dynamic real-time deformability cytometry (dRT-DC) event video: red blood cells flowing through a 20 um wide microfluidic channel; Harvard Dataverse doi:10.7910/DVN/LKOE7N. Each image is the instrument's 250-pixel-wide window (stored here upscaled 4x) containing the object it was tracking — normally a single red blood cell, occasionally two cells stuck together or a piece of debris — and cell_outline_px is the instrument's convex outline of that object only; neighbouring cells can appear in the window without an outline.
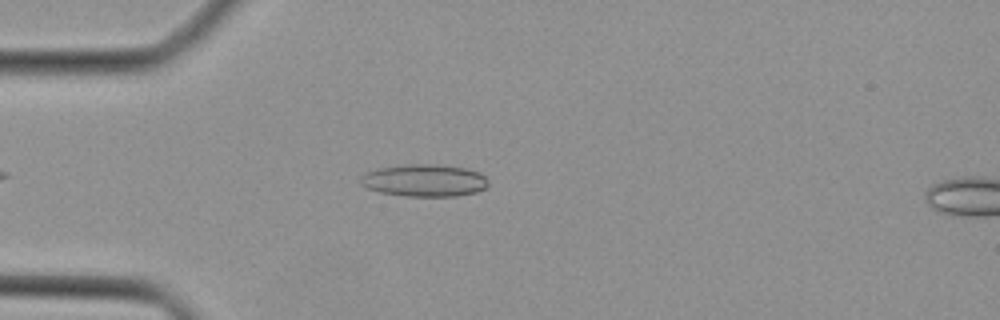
{"species": "Egyptian fruit bat (a non-hibernating species)", "species_latin": "Rousettus aegyptiacus", "temperature_condition": "cold", "stored_images_in_passage": 37, "camera_frame_rate_fps": 3000, "um_per_image_px": 0.085, "animal": {"sex": "female"}, "frame": {"image": 1, "passage_image": 5, "time_ms": 1.333, "image_size_px": [1000, 320], "cell_outline_px": [[488, 184], [484, 188], [476, 192], [456, 196], [408, 196], [380, 192], [368, 188], [360, 184], [360, 176], [364, 172], [376, 168], [404, 164], [436, 164], [464, 168], [480, 172], [488, 180]], "centroid_in_image_um": [36.03, 15.32], "position_along_channel_um": 49.0, "area_um2": 24.16}}
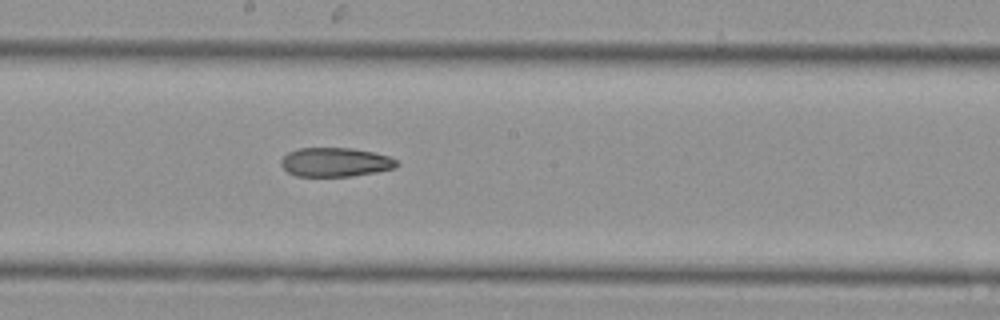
{"frame": {"image": 2, "passage_image": 17, "time_ms": 5.333, "image_size_px": [1000, 320], "cell_outline_px": [[400, 164], [396, 168], [376, 172], [348, 176], [296, 176], [288, 172], [280, 164], [280, 160], [288, 152], [300, 148], [352, 148], [372, 152], [388, 156], [396, 160]], "centroid_in_image_um": [28.5, 13.78], "position_along_channel_um": 219.7, "area_um2": 19.54}}
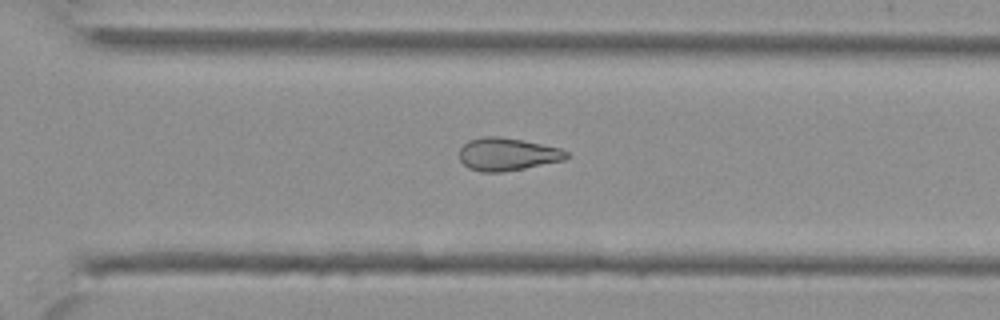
{"frame": {"image": 3, "passage_image": 24, "time_ms": 7.667, "image_size_px": [1000, 320], "cell_outline_px": [[572, 156], [564, 160], [504, 172], [480, 172], [468, 168], [460, 160], [460, 148], [468, 140], [484, 136], [496, 136], [520, 140], [560, 148], [568, 152]], "centroid_in_image_um": [43.12, 13.12], "position_along_channel_um": 327.5, "area_um2": 20.4}}